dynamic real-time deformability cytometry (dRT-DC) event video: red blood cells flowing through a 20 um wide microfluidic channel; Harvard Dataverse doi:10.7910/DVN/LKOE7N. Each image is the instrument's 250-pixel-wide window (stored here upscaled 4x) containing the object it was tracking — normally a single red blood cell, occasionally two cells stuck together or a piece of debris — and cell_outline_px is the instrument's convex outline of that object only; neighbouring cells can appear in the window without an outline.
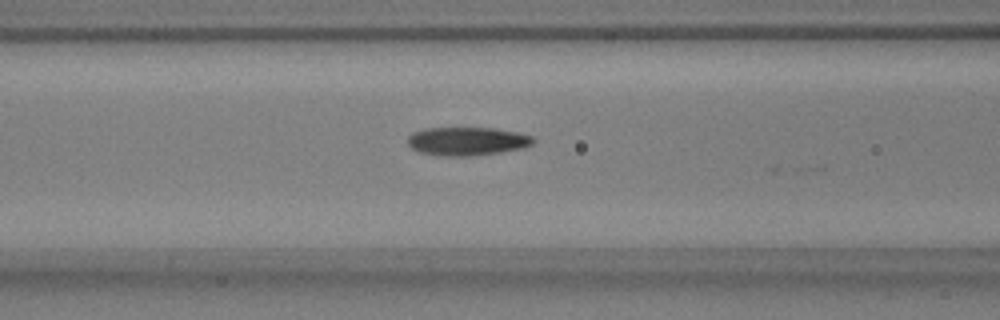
{"species": "common noctule bat (a hibernating species)", "species_latin": "Nyctalus noctula", "temperature_condition": "warm", "stored_images_in_passage": 20, "camera_frame_rate_fps": 3000, "um_per_image_px": 0.085, "animal": {"sex": "male", "body_mass_g": 17.9, "forearm_length_mm": 54.2}, "frame": {"image": 1, "passage_image": 17, "time_ms": 5.333, "image_size_px": [1000, 320], "cell_outline_px": [[536, 140], [532, 144], [524, 148], [500, 152], [472, 156], [444, 156], [416, 152], [408, 144], [408, 136], [412, 132], [424, 128], [492, 128], [516, 132], [532, 136]], "centroid_in_image_um": [39.68, 12.01], "position_along_channel_um": 126.9, "area_um2": 20.92}}
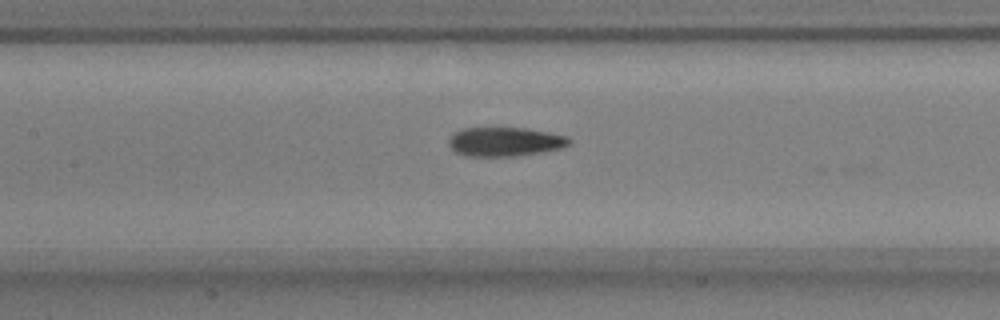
{"frame": {"image": 2, "passage_image": 20, "time_ms": 6.333, "image_size_px": [1000, 320], "cell_outline_px": [[572, 144], [564, 148], [544, 152], [520, 156], [464, 156], [456, 152], [448, 144], [448, 140], [452, 132], [464, 128], [528, 128], [568, 136], [572, 140]], "centroid_in_image_um": [42.97, 12.05], "position_along_channel_um": 164.4, "area_um2": 20.87}}